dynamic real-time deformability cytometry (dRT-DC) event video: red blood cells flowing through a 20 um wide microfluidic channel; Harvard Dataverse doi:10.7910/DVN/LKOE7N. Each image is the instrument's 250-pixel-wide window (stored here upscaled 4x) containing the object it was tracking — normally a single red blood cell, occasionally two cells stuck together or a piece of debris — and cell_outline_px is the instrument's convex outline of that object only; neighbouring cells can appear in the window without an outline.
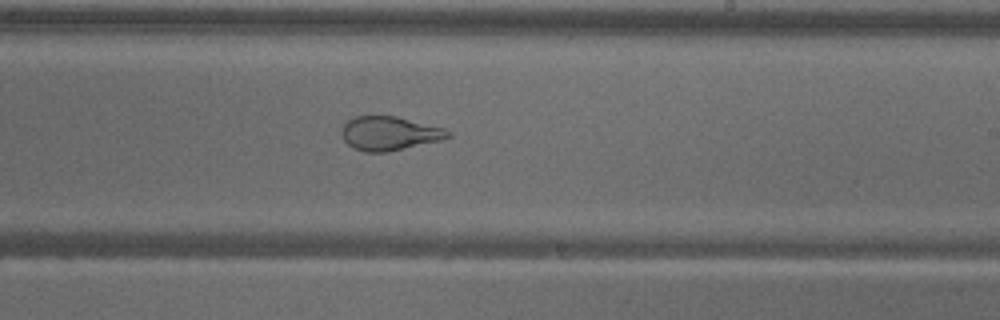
{"species": "common noctule bat (a hibernating species)", "species_latin": "Nyctalus noctula", "temperature_condition": "warm", "stored_images_in_passage": 56, "camera_frame_rate_fps": 3000, "um_per_image_px": 0.085, "animal": {"sex": "male", "body_mass_g": 18.8}, "frame": {"image": 1, "passage_image": 34, "time_ms": 11.0, "image_size_px": [1000, 320], "cell_outline_px": [[452, 136], [444, 140], [388, 152], [364, 152], [352, 148], [344, 140], [344, 124], [348, 120], [356, 116], [396, 116], [444, 128], [452, 132]], "centroid_in_image_um": [33.16, 11.35], "position_along_channel_um": 255.8, "area_um2": 21.04}}
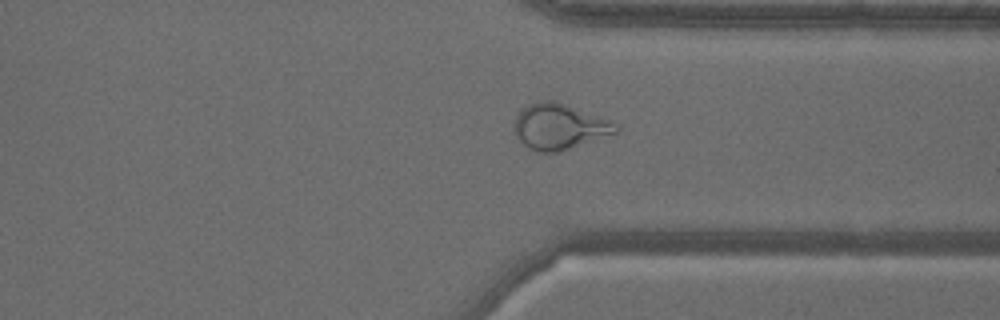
{"frame": {"image": 2, "passage_image": 43, "time_ms": 14.0, "image_size_px": [1000, 320], "cell_outline_px": [[620, 128], [616, 132], [556, 152], [536, 152], [528, 148], [516, 136], [516, 116], [528, 104], [544, 100], [548, 100], [564, 104], [612, 120], [620, 124]], "centroid_in_image_um": [47.56, 10.75], "position_along_channel_um": 363.8, "area_um2": 26.36}}
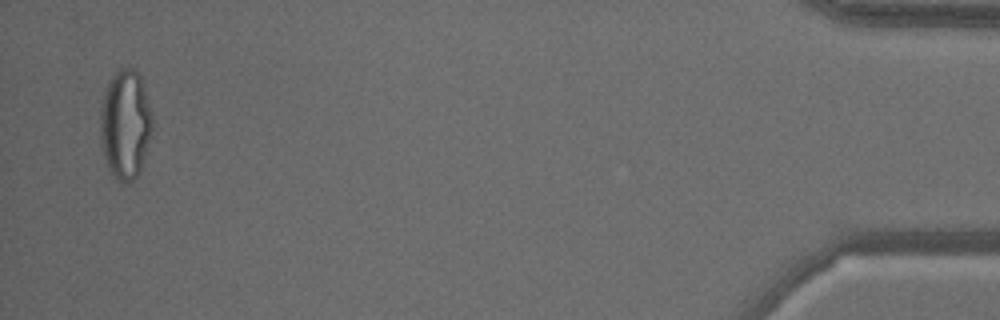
{"frame": {"image": 3, "passage_image": 55, "time_ms": 18.0, "image_size_px": [1000, 320], "cell_outline_px": [[152, 128], [140, 172], [132, 180], [124, 184], [120, 184], [116, 180], [108, 168], [104, 156], [100, 140], [100, 112], [104, 96], [108, 84], [112, 76], [120, 68], [132, 68], [140, 76], [152, 112]], "centroid_in_image_um": [10.64, 10.61], "position_along_channel_um": 424.6, "area_um2": 33.0}, "authors_computed_cell_mechanics": {"area_um2": 28.6977, "velocity_mm_per_s": 3.616, "shape_relaxation_time_tau1_ms": null, "shape_relaxation_time_tau2_ms": 1.1927, "deformation_change_tau1": null, "deformation_change_tau2": 0.0943}}